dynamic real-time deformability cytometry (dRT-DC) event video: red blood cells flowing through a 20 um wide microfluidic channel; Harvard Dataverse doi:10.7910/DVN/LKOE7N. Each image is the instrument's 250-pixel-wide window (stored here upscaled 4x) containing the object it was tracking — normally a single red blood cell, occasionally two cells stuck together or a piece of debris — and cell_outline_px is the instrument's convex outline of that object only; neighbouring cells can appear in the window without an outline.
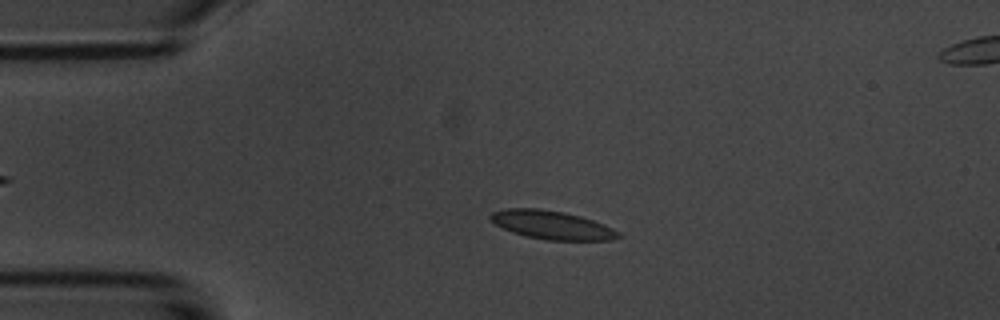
{"species": "common noctule bat (a hibernating species)", "species_latin": "Nyctalus noctula", "temperature_condition": "room temperature", "stored_images_in_passage": 3, "camera_frame_rate_fps": 3000, "um_per_image_px": 0.085, "animal": {"sex": "male", "body_mass_g": 20.1, "forearm_length_mm": 53.5}, "frame": {"image": 1, "passage_image": 3, "time_ms": 2.333, "image_size_px": [1000, 320], "cell_outline_px": [[620, 236], [612, 240], [548, 240], [524, 236], [512, 232], [496, 224], [488, 216], [492, 212], [508, 208], [540, 208], [564, 212], [580, 216], [604, 224], [620, 232]], "centroid_in_image_um": [46.91, 19.12], "position_along_channel_um": 38.1, "area_um2": 21.15}}